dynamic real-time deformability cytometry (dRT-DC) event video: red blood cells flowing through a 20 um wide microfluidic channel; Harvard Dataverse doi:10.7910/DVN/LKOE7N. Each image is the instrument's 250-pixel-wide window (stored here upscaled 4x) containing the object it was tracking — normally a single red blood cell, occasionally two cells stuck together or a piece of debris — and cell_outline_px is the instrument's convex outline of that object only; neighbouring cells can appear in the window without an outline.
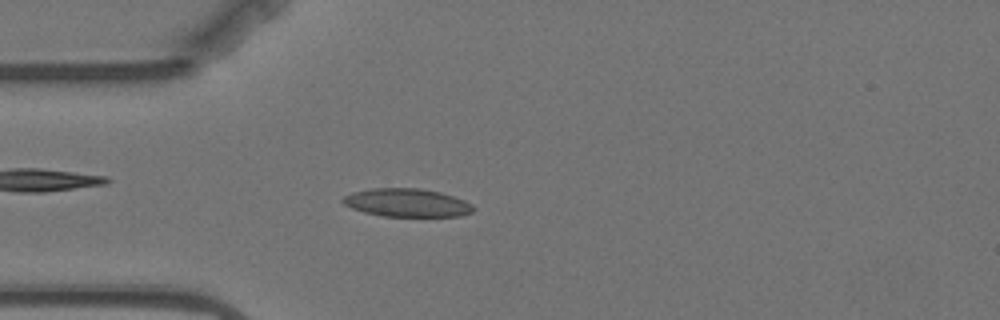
{"species": "Egyptian fruit bat (a non-hibernating species)", "species_latin": "Rousettus aegyptiacus", "temperature_condition": "warm", "stored_images_in_passage": 5, "camera_frame_rate_fps": 3000, "um_per_image_px": 0.085, "animal": {"sex": "female"}, "frame": {"image": 1, "passage_image": 5, "time_ms": 4.667, "image_size_px": [1000, 320], "cell_outline_px": [[472, 212], [460, 216], [384, 216], [364, 212], [352, 208], [344, 204], [340, 200], [344, 196], [352, 192], [372, 188], [416, 188], [440, 192], [464, 200], [472, 204]], "centroid_in_image_um": [34.55, 17.23], "position_along_channel_um": 50.4, "area_um2": 21.27}}